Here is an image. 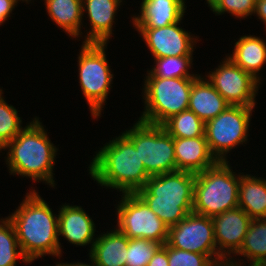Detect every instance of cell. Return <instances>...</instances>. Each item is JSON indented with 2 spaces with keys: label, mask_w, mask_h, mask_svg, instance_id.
I'll return each mask as SVG.
<instances>
[{
  "label": "cell",
  "mask_w": 266,
  "mask_h": 266,
  "mask_svg": "<svg viewBox=\"0 0 266 266\" xmlns=\"http://www.w3.org/2000/svg\"><path fill=\"white\" fill-rule=\"evenodd\" d=\"M12 222L21 251L28 262L46 255L60 259L58 215L34 189H30L16 210L8 216Z\"/></svg>",
  "instance_id": "obj_1"
},
{
  "label": "cell",
  "mask_w": 266,
  "mask_h": 266,
  "mask_svg": "<svg viewBox=\"0 0 266 266\" xmlns=\"http://www.w3.org/2000/svg\"><path fill=\"white\" fill-rule=\"evenodd\" d=\"M19 258L31 264L24 257L17 240L16 231L8 217L0 219V266H16Z\"/></svg>",
  "instance_id": "obj_27"
},
{
  "label": "cell",
  "mask_w": 266,
  "mask_h": 266,
  "mask_svg": "<svg viewBox=\"0 0 266 266\" xmlns=\"http://www.w3.org/2000/svg\"><path fill=\"white\" fill-rule=\"evenodd\" d=\"M255 5L256 0H214L209 7L217 16L227 12L242 19L254 14Z\"/></svg>",
  "instance_id": "obj_30"
},
{
  "label": "cell",
  "mask_w": 266,
  "mask_h": 266,
  "mask_svg": "<svg viewBox=\"0 0 266 266\" xmlns=\"http://www.w3.org/2000/svg\"><path fill=\"white\" fill-rule=\"evenodd\" d=\"M230 161H217L208 169L195 173L192 212L214 217L238 207L239 172Z\"/></svg>",
  "instance_id": "obj_5"
},
{
  "label": "cell",
  "mask_w": 266,
  "mask_h": 266,
  "mask_svg": "<svg viewBox=\"0 0 266 266\" xmlns=\"http://www.w3.org/2000/svg\"><path fill=\"white\" fill-rule=\"evenodd\" d=\"M253 108L230 105L205 123L208 148L217 161H228L233 148L247 143Z\"/></svg>",
  "instance_id": "obj_9"
},
{
  "label": "cell",
  "mask_w": 266,
  "mask_h": 266,
  "mask_svg": "<svg viewBox=\"0 0 266 266\" xmlns=\"http://www.w3.org/2000/svg\"><path fill=\"white\" fill-rule=\"evenodd\" d=\"M169 266H213L215 263L208 255L176 249L167 244Z\"/></svg>",
  "instance_id": "obj_31"
},
{
  "label": "cell",
  "mask_w": 266,
  "mask_h": 266,
  "mask_svg": "<svg viewBox=\"0 0 266 266\" xmlns=\"http://www.w3.org/2000/svg\"><path fill=\"white\" fill-rule=\"evenodd\" d=\"M214 0H206L208 6L213 2Z\"/></svg>",
  "instance_id": "obj_37"
},
{
  "label": "cell",
  "mask_w": 266,
  "mask_h": 266,
  "mask_svg": "<svg viewBox=\"0 0 266 266\" xmlns=\"http://www.w3.org/2000/svg\"><path fill=\"white\" fill-rule=\"evenodd\" d=\"M122 2L123 0H82L83 17L88 13V23H90L89 32L82 43L109 42L114 31L113 25L116 24L114 19Z\"/></svg>",
  "instance_id": "obj_15"
},
{
  "label": "cell",
  "mask_w": 266,
  "mask_h": 266,
  "mask_svg": "<svg viewBox=\"0 0 266 266\" xmlns=\"http://www.w3.org/2000/svg\"><path fill=\"white\" fill-rule=\"evenodd\" d=\"M154 67L147 70L146 77L159 78H197L200 74H191L190 68L193 65V56H176L155 58Z\"/></svg>",
  "instance_id": "obj_25"
},
{
  "label": "cell",
  "mask_w": 266,
  "mask_h": 266,
  "mask_svg": "<svg viewBox=\"0 0 266 266\" xmlns=\"http://www.w3.org/2000/svg\"><path fill=\"white\" fill-rule=\"evenodd\" d=\"M167 244L176 249L208 255L214 262L223 259L217 251L212 218L193 212L177 225L169 227Z\"/></svg>",
  "instance_id": "obj_12"
},
{
  "label": "cell",
  "mask_w": 266,
  "mask_h": 266,
  "mask_svg": "<svg viewBox=\"0 0 266 266\" xmlns=\"http://www.w3.org/2000/svg\"><path fill=\"white\" fill-rule=\"evenodd\" d=\"M128 237L116 227L97 236L88 254L96 266H126Z\"/></svg>",
  "instance_id": "obj_21"
},
{
  "label": "cell",
  "mask_w": 266,
  "mask_h": 266,
  "mask_svg": "<svg viewBox=\"0 0 266 266\" xmlns=\"http://www.w3.org/2000/svg\"><path fill=\"white\" fill-rule=\"evenodd\" d=\"M123 133L133 142L149 176L176 171L174 138L163 126L138 120Z\"/></svg>",
  "instance_id": "obj_8"
},
{
  "label": "cell",
  "mask_w": 266,
  "mask_h": 266,
  "mask_svg": "<svg viewBox=\"0 0 266 266\" xmlns=\"http://www.w3.org/2000/svg\"><path fill=\"white\" fill-rule=\"evenodd\" d=\"M238 255L246 259L244 264L266 266V218L251 220L240 249L230 259Z\"/></svg>",
  "instance_id": "obj_24"
},
{
  "label": "cell",
  "mask_w": 266,
  "mask_h": 266,
  "mask_svg": "<svg viewBox=\"0 0 266 266\" xmlns=\"http://www.w3.org/2000/svg\"><path fill=\"white\" fill-rule=\"evenodd\" d=\"M195 173L177 170L150 176L136 194L168 226L192 213Z\"/></svg>",
  "instance_id": "obj_4"
},
{
  "label": "cell",
  "mask_w": 266,
  "mask_h": 266,
  "mask_svg": "<svg viewBox=\"0 0 266 266\" xmlns=\"http://www.w3.org/2000/svg\"><path fill=\"white\" fill-rule=\"evenodd\" d=\"M89 259L91 261L90 263H83V262L59 263V262H57L55 266H96L90 257H89Z\"/></svg>",
  "instance_id": "obj_36"
},
{
  "label": "cell",
  "mask_w": 266,
  "mask_h": 266,
  "mask_svg": "<svg viewBox=\"0 0 266 266\" xmlns=\"http://www.w3.org/2000/svg\"><path fill=\"white\" fill-rule=\"evenodd\" d=\"M176 171L202 172L217 160L211 154L205 136L174 138Z\"/></svg>",
  "instance_id": "obj_18"
},
{
  "label": "cell",
  "mask_w": 266,
  "mask_h": 266,
  "mask_svg": "<svg viewBox=\"0 0 266 266\" xmlns=\"http://www.w3.org/2000/svg\"><path fill=\"white\" fill-rule=\"evenodd\" d=\"M195 79L146 77L142 91L145 107L138 119L162 126L172 116L187 110Z\"/></svg>",
  "instance_id": "obj_6"
},
{
  "label": "cell",
  "mask_w": 266,
  "mask_h": 266,
  "mask_svg": "<svg viewBox=\"0 0 266 266\" xmlns=\"http://www.w3.org/2000/svg\"><path fill=\"white\" fill-rule=\"evenodd\" d=\"M106 48L107 44L82 43L78 55L79 85L94 119L101 117L113 84Z\"/></svg>",
  "instance_id": "obj_7"
},
{
  "label": "cell",
  "mask_w": 266,
  "mask_h": 266,
  "mask_svg": "<svg viewBox=\"0 0 266 266\" xmlns=\"http://www.w3.org/2000/svg\"><path fill=\"white\" fill-rule=\"evenodd\" d=\"M47 15L62 28L70 38H79L83 33L82 0H44Z\"/></svg>",
  "instance_id": "obj_23"
},
{
  "label": "cell",
  "mask_w": 266,
  "mask_h": 266,
  "mask_svg": "<svg viewBox=\"0 0 266 266\" xmlns=\"http://www.w3.org/2000/svg\"><path fill=\"white\" fill-rule=\"evenodd\" d=\"M95 223L85 210L78 205L65 203L58 211L59 236L77 246L91 245L89 253L97 237Z\"/></svg>",
  "instance_id": "obj_16"
},
{
  "label": "cell",
  "mask_w": 266,
  "mask_h": 266,
  "mask_svg": "<svg viewBox=\"0 0 266 266\" xmlns=\"http://www.w3.org/2000/svg\"><path fill=\"white\" fill-rule=\"evenodd\" d=\"M263 22L266 28V0H256L254 15Z\"/></svg>",
  "instance_id": "obj_34"
},
{
  "label": "cell",
  "mask_w": 266,
  "mask_h": 266,
  "mask_svg": "<svg viewBox=\"0 0 266 266\" xmlns=\"http://www.w3.org/2000/svg\"><path fill=\"white\" fill-rule=\"evenodd\" d=\"M147 266H169L167 257V243L162 245L149 261Z\"/></svg>",
  "instance_id": "obj_33"
},
{
  "label": "cell",
  "mask_w": 266,
  "mask_h": 266,
  "mask_svg": "<svg viewBox=\"0 0 266 266\" xmlns=\"http://www.w3.org/2000/svg\"><path fill=\"white\" fill-rule=\"evenodd\" d=\"M186 0H142L138 15L131 16L135 28H159L183 20Z\"/></svg>",
  "instance_id": "obj_17"
},
{
  "label": "cell",
  "mask_w": 266,
  "mask_h": 266,
  "mask_svg": "<svg viewBox=\"0 0 266 266\" xmlns=\"http://www.w3.org/2000/svg\"><path fill=\"white\" fill-rule=\"evenodd\" d=\"M212 220L218 254L223 259H230L240 249L252 218L237 207L212 217Z\"/></svg>",
  "instance_id": "obj_14"
},
{
  "label": "cell",
  "mask_w": 266,
  "mask_h": 266,
  "mask_svg": "<svg viewBox=\"0 0 266 266\" xmlns=\"http://www.w3.org/2000/svg\"><path fill=\"white\" fill-rule=\"evenodd\" d=\"M121 197L115 207V227L129 239H146L161 245L167 243L169 227L147 204L136 193H125Z\"/></svg>",
  "instance_id": "obj_10"
},
{
  "label": "cell",
  "mask_w": 266,
  "mask_h": 266,
  "mask_svg": "<svg viewBox=\"0 0 266 266\" xmlns=\"http://www.w3.org/2000/svg\"><path fill=\"white\" fill-rule=\"evenodd\" d=\"M20 1L29 4L27 0H0V26L8 21Z\"/></svg>",
  "instance_id": "obj_32"
},
{
  "label": "cell",
  "mask_w": 266,
  "mask_h": 266,
  "mask_svg": "<svg viewBox=\"0 0 266 266\" xmlns=\"http://www.w3.org/2000/svg\"><path fill=\"white\" fill-rule=\"evenodd\" d=\"M40 118L31 122L3 150L8 149L6 164L9 173L30 178L33 182H44L55 187L54 165L58 148L48 137Z\"/></svg>",
  "instance_id": "obj_3"
},
{
  "label": "cell",
  "mask_w": 266,
  "mask_h": 266,
  "mask_svg": "<svg viewBox=\"0 0 266 266\" xmlns=\"http://www.w3.org/2000/svg\"><path fill=\"white\" fill-rule=\"evenodd\" d=\"M205 75L211 85L232 106L255 107L260 83L227 56Z\"/></svg>",
  "instance_id": "obj_11"
},
{
  "label": "cell",
  "mask_w": 266,
  "mask_h": 266,
  "mask_svg": "<svg viewBox=\"0 0 266 266\" xmlns=\"http://www.w3.org/2000/svg\"><path fill=\"white\" fill-rule=\"evenodd\" d=\"M238 207L252 219L266 218V179L239 173Z\"/></svg>",
  "instance_id": "obj_22"
},
{
  "label": "cell",
  "mask_w": 266,
  "mask_h": 266,
  "mask_svg": "<svg viewBox=\"0 0 266 266\" xmlns=\"http://www.w3.org/2000/svg\"><path fill=\"white\" fill-rule=\"evenodd\" d=\"M177 23L159 28H134L142 36L146 46L155 58L194 55L198 36L182 29ZM198 37V38H197Z\"/></svg>",
  "instance_id": "obj_13"
},
{
  "label": "cell",
  "mask_w": 266,
  "mask_h": 266,
  "mask_svg": "<svg viewBox=\"0 0 266 266\" xmlns=\"http://www.w3.org/2000/svg\"><path fill=\"white\" fill-rule=\"evenodd\" d=\"M162 245L146 239H129L126 266H147Z\"/></svg>",
  "instance_id": "obj_29"
},
{
  "label": "cell",
  "mask_w": 266,
  "mask_h": 266,
  "mask_svg": "<svg viewBox=\"0 0 266 266\" xmlns=\"http://www.w3.org/2000/svg\"><path fill=\"white\" fill-rule=\"evenodd\" d=\"M229 106L230 104L211 85L206 77H202L200 74L193 81L188 110L193 111L205 123L218 116Z\"/></svg>",
  "instance_id": "obj_19"
},
{
  "label": "cell",
  "mask_w": 266,
  "mask_h": 266,
  "mask_svg": "<svg viewBox=\"0 0 266 266\" xmlns=\"http://www.w3.org/2000/svg\"><path fill=\"white\" fill-rule=\"evenodd\" d=\"M2 94L3 89H0V152L25 128L17 109L7 104Z\"/></svg>",
  "instance_id": "obj_28"
},
{
  "label": "cell",
  "mask_w": 266,
  "mask_h": 266,
  "mask_svg": "<svg viewBox=\"0 0 266 266\" xmlns=\"http://www.w3.org/2000/svg\"><path fill=\"white\" fill-rule=\"evenodd\" d=\"M88 168L90 178L101 187L122 194L136 193L150 177L133 142L123 132L95 152Z\"/></svg>",
  "instance_id": "obj_2"
},
{
  "label": "cell",
  "mask_w": 266,
  "mask_h": 266,
  "mask_svg": "<svg viewBox=\"0 0 266 266\" xmlns=\"http://www.w3.org/2000/svg\"><path fill=\"white\" fill-rule=\"evenodd\" d=\"M238 260L239 261H236L235 259L234 260L222 259V260L215 262L213 266H246L245 264L243 265L245 261L241 262L240 259Z\"/></svg>",
  "instance_id": "obj_35"
},
{
  "label": "cell",
  "mask_w": 266,
  "mask_h": 266,
  "mask_svg": "<svg viewBox=\"0 0 266 266\" xmlns=\"http://www.w3.org/2000/svg\"><path fill=\"white\" fill-rule=\"evenodd\" d=\"M232 54L228 58L261 84L260 71L266 63V42L260 36L248 34L234 40Z\"/></svg>",
  "instance_id": "obj_20"
},
{
  "label": "cell",
  "mask_w": 266,
  "mask_h": 266,
  "mask_svg": "<svg viewBox=\"0 0 266 266\" xmlns=\"http://www.w3.org/2000/svg\"><path fill=\"white\" fill-rule=\"evenodd\" d=\"M162 126L173 138L205 136V122L188 109L172 116Z\"/></svg>",
  "instance_id": "obj_26"
}]
</instances>
